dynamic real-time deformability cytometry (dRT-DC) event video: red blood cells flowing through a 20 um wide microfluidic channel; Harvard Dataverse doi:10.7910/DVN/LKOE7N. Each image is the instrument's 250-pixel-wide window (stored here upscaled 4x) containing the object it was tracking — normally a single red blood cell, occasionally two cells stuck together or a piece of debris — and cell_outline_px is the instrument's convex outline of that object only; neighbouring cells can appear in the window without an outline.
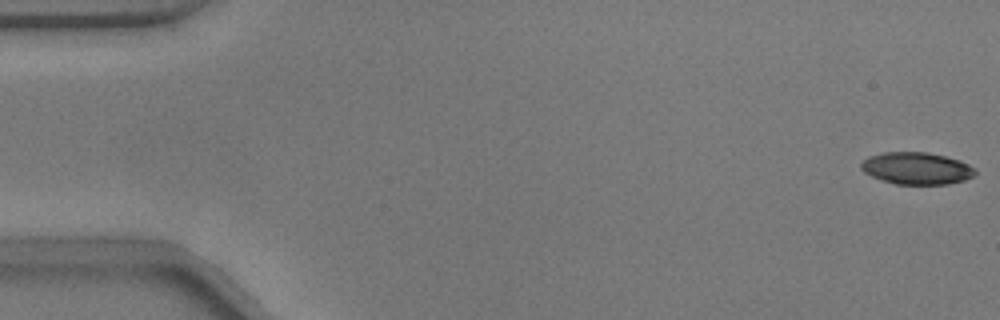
{"species": "common noctule bat (a hibernating species)", "species_latin": "Nyctalus noctula", "temperature_condition": "warm", "stored_images_in_passage": 16, "camera_frame_rate_fps": 3000, "um_per_image_px": 0.085, "animal": {"sex": "male", "body_mass_g": 17.9}, "frame": {"image": 1, "passage_image": 1, "time_ms": 0.0, "image_size_px": [1000, 320], "cell_outline_px": [[976, 172], [972, 176], [964, 180], [948, 184], [896, 184], [880, 180], [864, 172], [860, 168], [860, 164], [868, 156], [884, 152], [928, 152], [960, 160], [976, 168]], "centroid_in_image_um": [77.9, 14.3], "position_along_channel_um": 7.1, "area_um2": 21.39}}
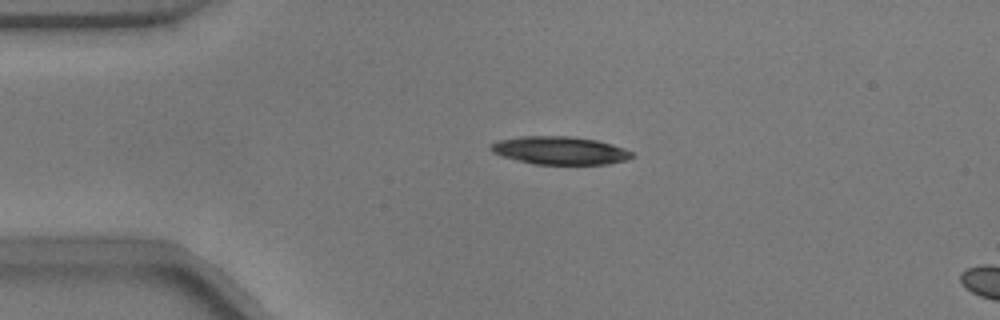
{"frame": {"image": 2, "passage_image": 12, "time_ms": 3.667, "image_size_px": [1000, 320], "cell_outline_px": [[636, 156], [624, 160], [608, 164], [536, 164], [504, 156], [492, 152], [488, 148], [488, 144], [500, 140], [524, 136], [568, 136], [596, 140], [612, 144], [624, 148], [632, 152]], "centroid_in_image_um": [47.6, 12.78], "position_along_channel_um": 37.4, "area_um2": 22.83}}